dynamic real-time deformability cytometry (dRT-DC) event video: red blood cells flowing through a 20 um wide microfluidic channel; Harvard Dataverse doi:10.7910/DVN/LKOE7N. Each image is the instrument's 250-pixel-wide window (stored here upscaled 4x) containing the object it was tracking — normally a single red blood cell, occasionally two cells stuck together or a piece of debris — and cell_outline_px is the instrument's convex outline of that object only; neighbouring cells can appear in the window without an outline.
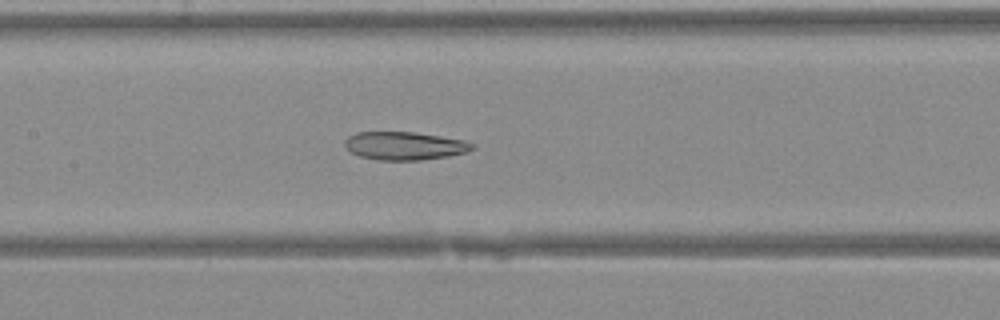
{"species": "Egyptian fruit bat (a non-hibernating species)", "species_latin": "Rousettus aegyptiacus", "temperature_condition": "warm", "stored_images_in_passage": 31, "camera_frame_rate_fps": 3000, "um_per_image_px": 0.085, "animal": {"sex": "female"}, "frame": {"image": 1, "passage_image": 12, "time_ms": 3.667, "image_size_px": [1000, 320], "cell_outline_px": [[476, 148], [464, 152], [448, 156], [420, 160], [376, 160], [360, 156], [352, 152], [344, 144], [344, 140], [348, 136], [356, 132], [412, 132], [440, 136], [464, 140], [472, 144]], "centroid_in_image_um": [34.36, 12.39], "position_along_channel_um": 173.0, "area_um2": 20.75}}
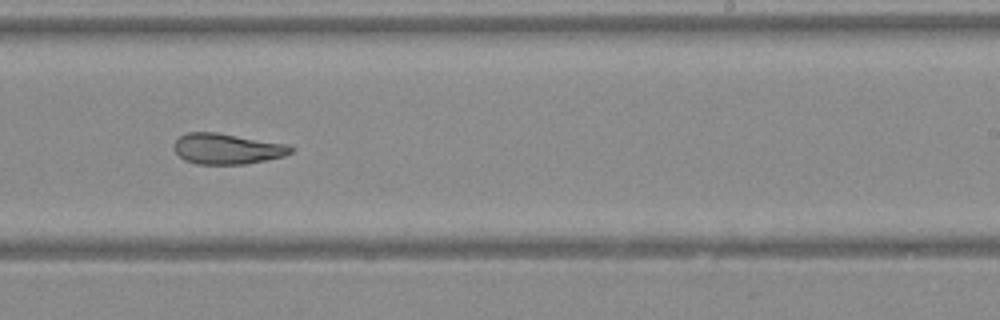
{"frame": {"image": 2, "passage_image": 18, "time_ms": 5.667, "image_size_px": [1000, 320], "cell_outline_px": [[292, 152], [284, 156], [244, 164], [196, 164], [184, 160], [172, 148], [172, 144], [180, 136], [188, 132], [216, 132], [288, 144], [292, 148]], "centroid_in_image_um": [19.26, 12.64], "position_along_channel_um": 269.7, "area_um2": 20.87}}
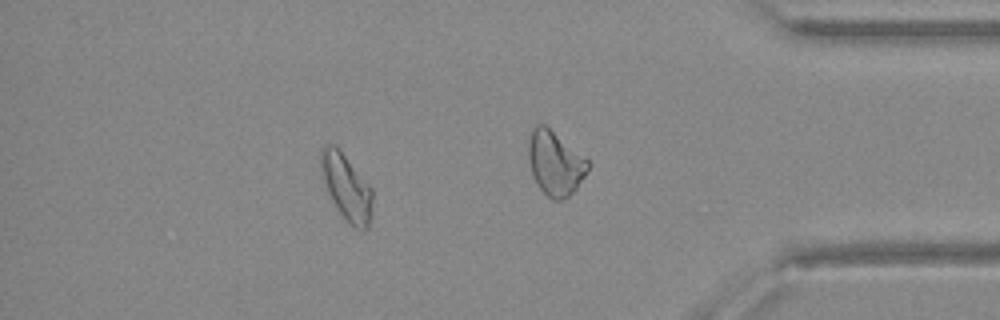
{"frame": {"image": 3, "passage_image": 26, "time_ms": 8.333, "image_size_px": [1000, 320], "cell_outline_px": [[372, 216], [368, 228], [356, 228], [336, 208], [328, 192], [320, 168], [320, 148], [324, 144], [336, 144], [372, 188]], "centroid_in_image_um": [29.44, 15.84], "position_along_channel_um": 405.8, "area_um2": 19.77}}